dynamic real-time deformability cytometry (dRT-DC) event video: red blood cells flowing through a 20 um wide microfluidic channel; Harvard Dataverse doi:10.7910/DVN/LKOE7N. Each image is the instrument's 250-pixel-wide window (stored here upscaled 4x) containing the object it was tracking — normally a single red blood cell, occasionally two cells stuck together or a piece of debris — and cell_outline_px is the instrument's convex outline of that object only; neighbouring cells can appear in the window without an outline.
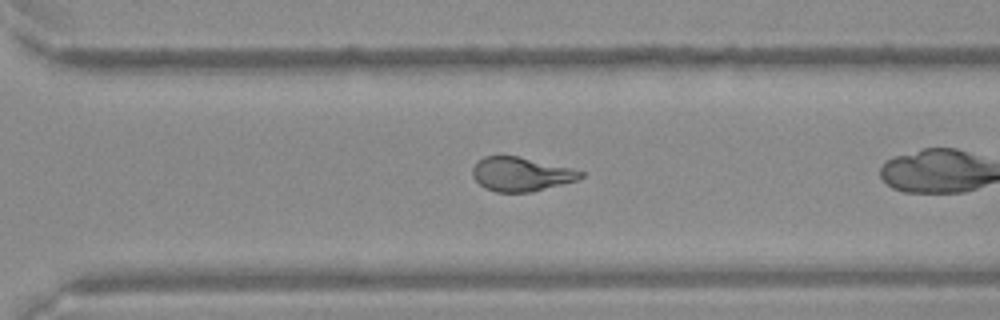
{"species": "Egyptian fruit bat (a non-hibernating species)", "species_latin": "Rousettus aegyptiacus", "temperature_condition": "warm", "stored_images_in_passage": 39, "camera_frame_rate_fps": 3000, "um_per_image_px": 0.085, "frame": {"image": 1, "passage_image": 34, "time_ms": 11.0, "image_size_px": [1000, 320], "cell_outline_px": [[584, 176], [576, 180], [532, 192], [496, 192], [484, 188], [472, 176], [472, 168], [476, 160], [484, 156], [516, 156], [572, 168], [584, 172]], "centroid_in_image_um": [44.25, 14.8], "position_along_channel_um": 326.4, "area_um2": 21.39}}